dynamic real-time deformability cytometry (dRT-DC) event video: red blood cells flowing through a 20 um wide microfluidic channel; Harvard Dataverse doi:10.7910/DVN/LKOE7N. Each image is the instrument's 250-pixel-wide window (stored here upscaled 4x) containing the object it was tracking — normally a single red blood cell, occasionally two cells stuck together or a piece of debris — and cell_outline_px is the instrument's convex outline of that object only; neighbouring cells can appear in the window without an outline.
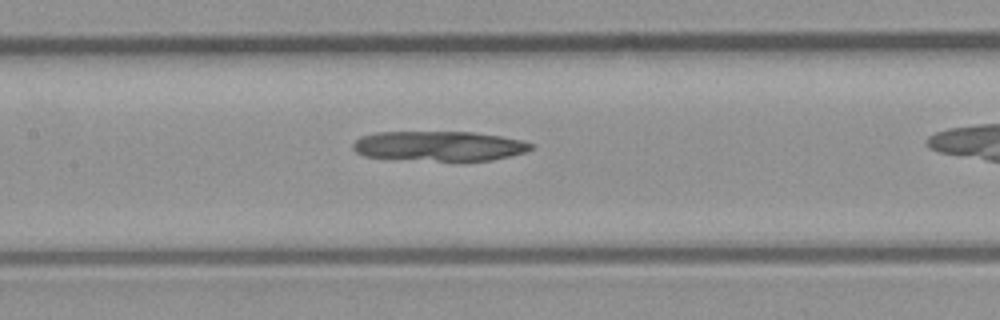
{"species": "common noctule bat (a hibernating species)", "species_latin": "Nyctalus noctula", "temperature_condition": "room temperature", "stored_images_in_passage": 37, "camera_frame_rate_fps": 3000, "um_per_image_px": 0.085, "animal": {"sex": "male", "body_mass_g": 23.1, "forearm_length_mm": 52.7}, "frame": {"image": 1, "passage_image": 20, "time_ms": 6.333, "image_size_px": [1000, 320], "cell_outline_px": [[536, 148], [524, 152], [492, 160], [436, 160], [364, 156], [356, 152], [352, 148], [352, 144], [360, 136], [376, 132], [472, 132], [500, 136], [524, 140], [536, 144]], "centroid_in_image_um": [37.37, 12.39], "position_along_channel_um": 170.0, "area_um2": 30.75}}